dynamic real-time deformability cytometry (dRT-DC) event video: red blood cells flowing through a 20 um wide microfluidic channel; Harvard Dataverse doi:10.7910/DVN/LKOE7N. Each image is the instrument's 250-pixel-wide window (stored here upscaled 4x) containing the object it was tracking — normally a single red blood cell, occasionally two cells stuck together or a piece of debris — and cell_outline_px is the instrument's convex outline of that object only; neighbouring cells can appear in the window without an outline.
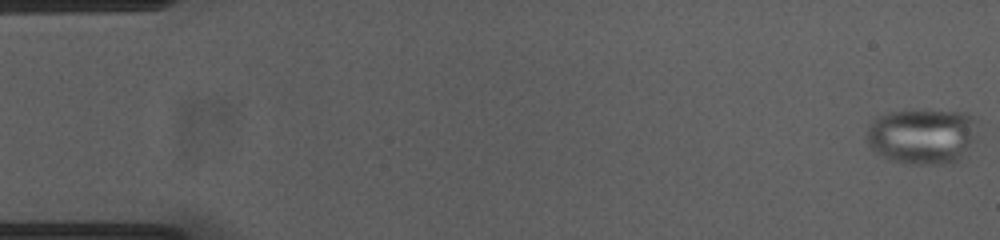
{"species": "common noctule bat (a hibernating species)", "species_latin": "Nyctalus noctula", "temperature_condition": "cold", "stored_images_in_passage": 55, "camera_frame_rate_fps": 3000, "um_per_image_px": 0.085, "animal": {"sex": "female", "body_mass_g": 23.0, "forearm_length_mm": 53.4}, "frame": {"image": 1, "passage_image": 1, "time_ms": 0.0, "image_size_px": [1000, 240], "cell_outline_px": [[980, 120], [976, 140], [964, 156], [960, 160], [952, 164], [912, 164], [884, 160], [868, 144], [864, 136], [868, 124], [872, 116], [888, 112], [924, 108], [928, 108], [968, 112], [976, 116]], "centroid_in_image_um": [78.43, 11.53], "position_along_channel_um": 6.6, "area_um2": 38.38}}
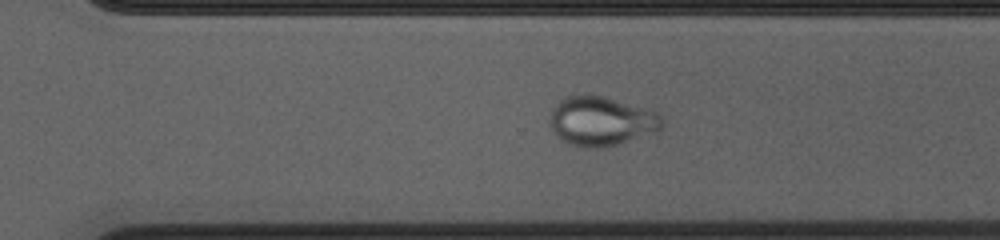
{"frame": {"image": 2, "passage_image": 38, "time_ms": 12.333, "image_size_px": [1000, 240], "cell_outline_px": [[664, 128], [660, 132], [608, 148], [580, 148], [564, 140], [552, 128], [548, 120], [552, 108], [560, 100], [568, 96], [584, 92], [588, 92], [652, 108], [660, 112], [664, 116]], "centroid_in_image_um": [51.23, 10.27], "position_along_channel_um": 319.4, "area_um2": 33.76}}
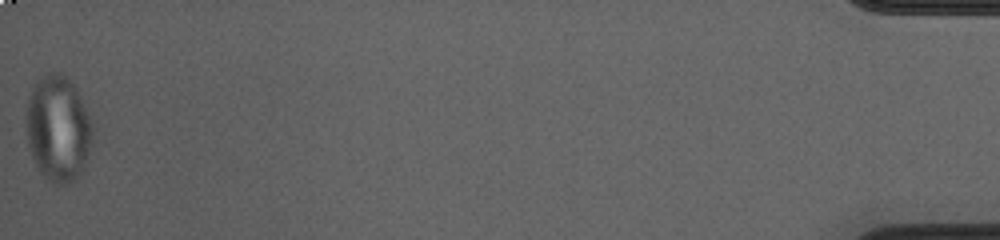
{"frame": {"image": 3, "passage_image": 55, "time_ms": 18.0, "image_size_px": [1000, 240], "cell_outline_px": [[96, 128], [92, 144], [84, 168], [68, 184], [56, 184], [48, 180], [40, 172], [32, 156], [28, 144], [28, 100], [32, 88], [36, 80], [48, 72], [60, 72], [76, 88]], "centroid_in_image_um": [4.99, 10.92], "position_along_channel_um": 430.2, "area_um2": 40.92}}